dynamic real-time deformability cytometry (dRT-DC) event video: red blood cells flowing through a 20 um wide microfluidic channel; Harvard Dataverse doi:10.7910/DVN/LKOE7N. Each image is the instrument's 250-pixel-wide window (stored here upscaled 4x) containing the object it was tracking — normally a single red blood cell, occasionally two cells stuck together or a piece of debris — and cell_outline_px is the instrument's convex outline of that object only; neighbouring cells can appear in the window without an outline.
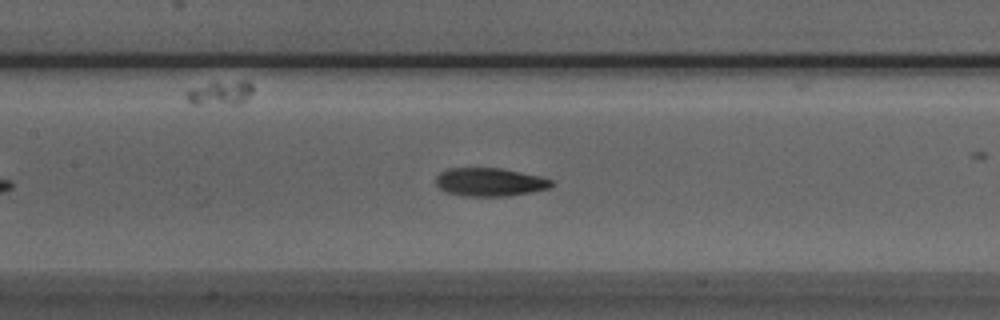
{"species": "Egyptian fruit bat (a non-hibernating species)", "species_latin": "Rousettus aegyptiacus", "temperature_condition": "room temperature", "stored_images_in_passage": 41, "camera_frame_rate_fps": 3000, "um_per_image_px": 0.085, "animal": {"sex": "male"}, "frame": {"image": 1, "passage_image": 15, "time_ms": 4.667, "image_size_px": [1000, 320], "cell_outline_px": [[552, 184], [548, 188], [532, 192], [508, 196], [464, 196], [448, 192], [440, 188], [436, 184], [436, 176], [440, 172], [448, 168], [500, 168], [540, 176], [552, 180]], "centroid_in_image_um": [41.62, 15.47], "position_along_channel_um": 165.8, "area_um2": 18.96}}
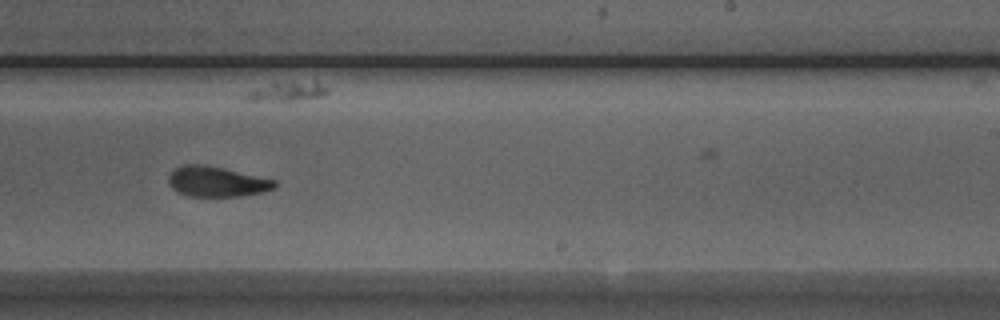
{"frame": {"image": 2, "passage_image": 23, "time_ms": 7.333, "image_size_px": [1000, 320], "cell_outline_px": [[276, 188], [260, 192], [240, 196], [188, 196], [176, 192], [168, 184], [168, 176], [176, 168], [184, 164], [204, 164], [224, 168], [276, 180]], "centroid_in_image_um": [18.39, 15.43], "position_along_channel_um": 270.6, "area_um2": 18.73}}
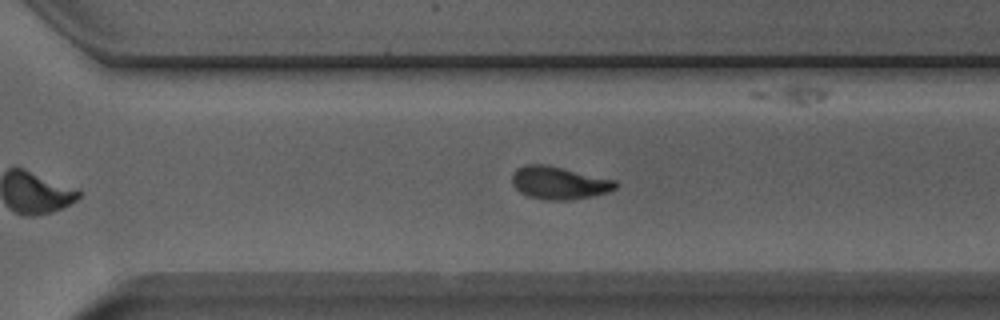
{"frame": {"image": 3, "passage_image": 27, "time_ms": 8.667, "image_size_px": [1000, 320], "cell_outline_px": [[620, 184], [616, 188], [608, 192], [568, 200], [544, 200], [528, 196], [520, 192], [512, 184], [512, 172], [528, 164], [544, 164], [616, 180]], "centroid_in_image_um": [47.52, 15.55], "position_along_channel_um": 323.1, "area_um2": 19.54}, "authors_computed_cell_mechanics": {"area_um2": 19.4208, "velocity_mm_per_s": 3.9438, "shape_relaxation_time_tau1_ms": 4.4684, "shape_relaxation_time_tau2_ms": 2.3306, "deformation_change_tau1": 0.1801, "deformation_change_tau2": 0.0939}}